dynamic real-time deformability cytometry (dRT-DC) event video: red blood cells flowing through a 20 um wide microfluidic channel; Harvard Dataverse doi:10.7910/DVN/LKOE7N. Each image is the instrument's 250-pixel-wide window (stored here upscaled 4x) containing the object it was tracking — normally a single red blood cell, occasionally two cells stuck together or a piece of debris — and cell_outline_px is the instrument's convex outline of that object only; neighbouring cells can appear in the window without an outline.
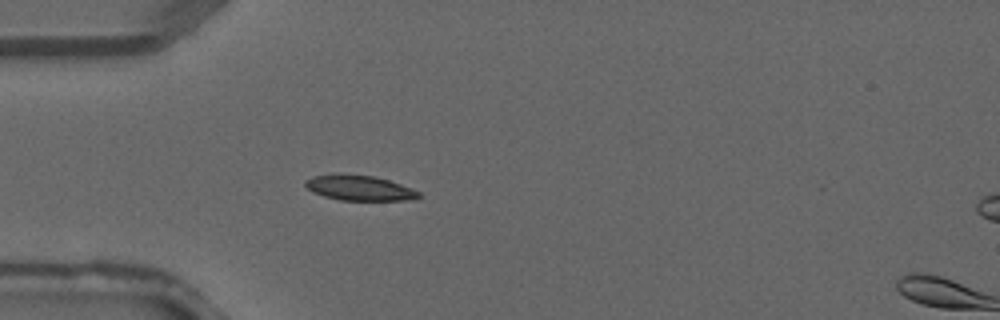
{"species": "common noctule bat (a hibernating species)", "species_latin": "Nyctalus noctula", "temperature_condition": "warm", "stored_images_in_passage": 3, "camera_frame_rate_fps": 3000, "um_per_image_px": 0.085, "animal": {"sex": "male", "forearm_length_mm": 52.5}, "frame": {"image": 1, "passage_image": 2, "time_ms": 0.333, "image_size_px": [1000, 320], "cell_outline_px": [[420, 196], [416, 200], [340, 200], [324, 196], [312, 192], [304, 184], [304, 180], [312, 176], [332, 172], [344, 172], [376, 176], [412, 188], [420, 192]], "centroid_in_image_um": [30.5, 15.94], "position_along_channel_um": 54.5, "area_um2": 17.22}}